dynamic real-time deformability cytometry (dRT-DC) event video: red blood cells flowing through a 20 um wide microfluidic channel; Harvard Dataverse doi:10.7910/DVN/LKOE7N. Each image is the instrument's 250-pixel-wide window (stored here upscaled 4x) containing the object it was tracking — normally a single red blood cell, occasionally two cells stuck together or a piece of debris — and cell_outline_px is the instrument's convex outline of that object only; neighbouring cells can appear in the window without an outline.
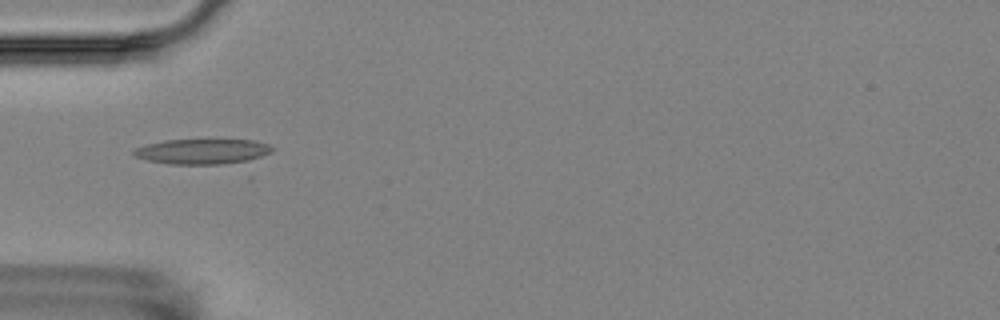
{"species": "Egyptian fruit bat (a non-hibernating species)", "species_latin": "Rousettus aegyptiacus", "temperature_condition": "room temperature", "stored_images_in_passage": 14, "camera_frame_rate_fps": 3000, "um_per_image_px": 0.085, "animal": {"sex": "female"}, "frame": {"image": 1, "passage_image": 4, "time_ms": 3.333, "image_size_px": [1000, 320], "cell_outline_px": [[276, 148], [272, 152], [244, 164], [168, 164], [148, 160], [132, 156], [132, 152], [136, 148], [148, 144], [164, 140], [256, 140], [268, 144]], "centroid_in_image_um": [17.3, 12.89], "position_along_channel_um": 67.7, "area_um2": 20.81}}
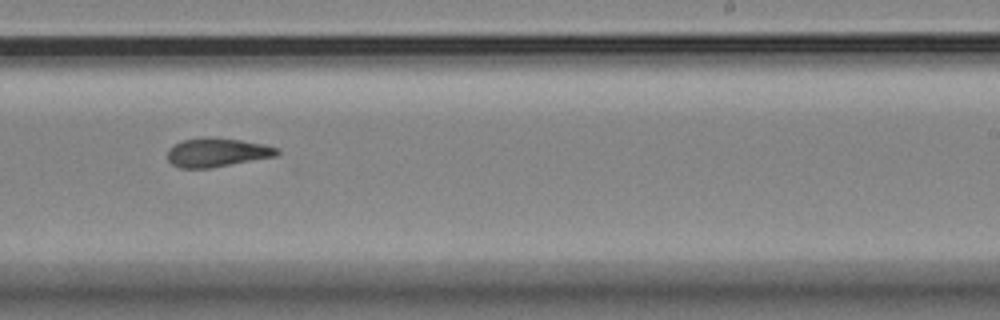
{"frame": {"image": 2, "passage_image": 9, "time_ms": 9.0, "image_size_px": [1000, 320], "cell_outline_px": [[280, 152], [276, 156], [212, 168], [180, 168], [172, 164], [168, 160], [168, 148], [172, 144], [184, 140], [208, 136], [240, 140], [264, 144], [280, 148]], "centroid_in_image_um": [18.45, 12.95], "position_along_channel_um": 270.6, "area_um2": 18.61}}
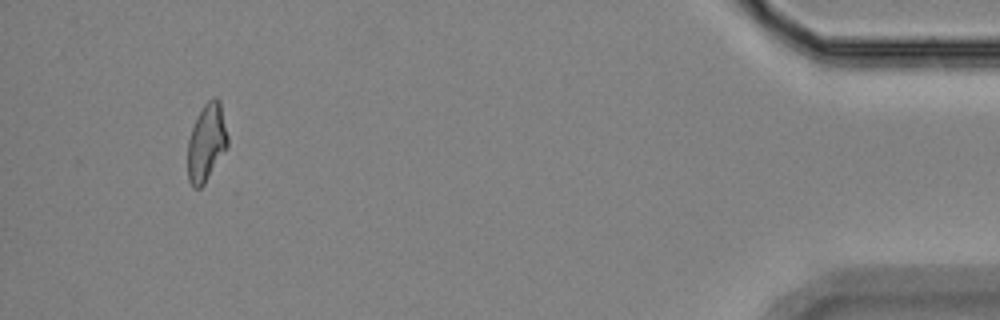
{"frame": {"image": 3, "passage_image": 14, "time_ms": 15.0, "image_size_px": [1000, 320], "cell_outline_px": [[228, 148], [204, 184], [200, 188], [192, 188], [188, 180], [188, 140], [192, 128], [204, 104], [212, 96], [216, 96], [220, 100], [228, 136]], "centroid_in_image_um": [17.57, 12.13], "position_along_channel_um": 417.6, "area_um2": 18.21}, "authors_computed_cell_mechanics": {"area_um2": 18.6983, "velocity_mm_per_s": 3.5789, "shape_relaxation_time_tau1_ms": 9.8564, "shape_relaxation_time_tau2_ms": 3.8068, "deformation_change_tau1": 0.1843, "deformation_change_tau2": 0.118}}